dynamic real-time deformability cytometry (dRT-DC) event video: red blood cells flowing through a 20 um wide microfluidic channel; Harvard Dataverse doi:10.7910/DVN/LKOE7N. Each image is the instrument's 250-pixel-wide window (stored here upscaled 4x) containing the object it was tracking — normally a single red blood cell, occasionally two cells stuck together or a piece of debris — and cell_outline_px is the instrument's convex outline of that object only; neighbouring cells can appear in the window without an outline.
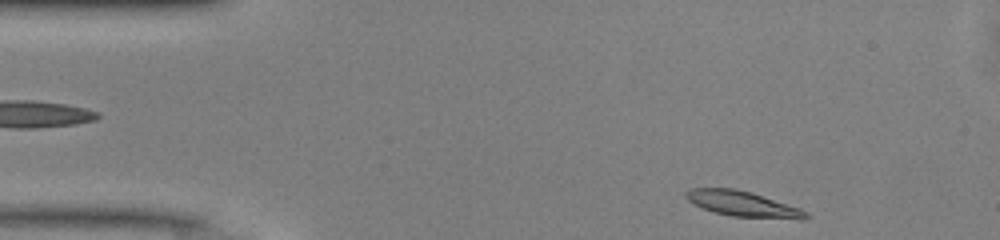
{"species": "common noctule bat (a hibernating species)", "species_latin": "Nyctalus noctula", "temperature_condition": "warm", "stored_images_in_passage": 44, "camera_frame_rate_fps": 3000, "um_per_image_px": 0.085, "animal": {"sex": "male", "body_mass_g": 13.0, "forearm_length_mm": 53.1}, "frame": {"image": 1, "passage_image": 1, "time_ms": 0.0, "image_size_px": [1000, 240], "cell_outline_px": [[812, 216], [804, 220], [800, 220], [732, 216], [716, 212], [704, 208], [688, 200], [684, 196], [684, 192], [692, 188], [736, 188], [800, 208], [808, 212]], "centroid_in_image_um": [63.2, 17.35], "position_along_channel_um": 21.8, "area_um2": 17.69}}
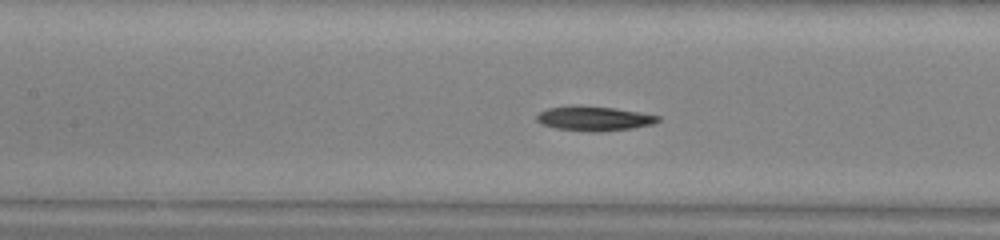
{"frame": {"image": 2, "passage_image": 16, "time_ms": 5.0, "image_size_px": [1000, 240], "cell_outline_px": [[660, 120], [652, 124], [632, 128], [596, 132], [592, 132], [556, 128], [544, 124], [536, 120], [536, 116], [540, 112], [548, 108], [572, 104], [612, 108], [640, 112], [660, 116]], "centroid_in_image_um": [50.48, 10.06], "position_along_channel_um": 156.9, "area_um2": 17.28}}
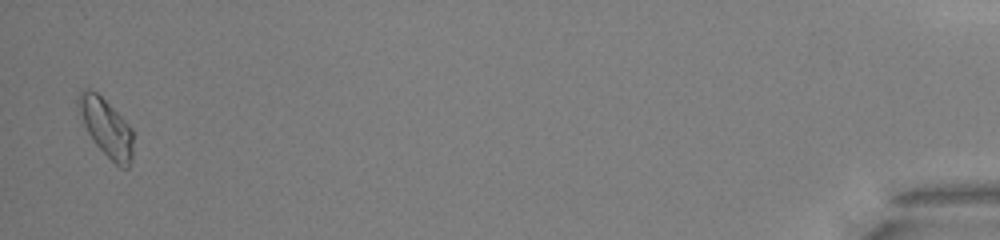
{"frame": {"image": 3, "passage_image": 43, "time_ms": 14.0, "image_size_px": [1000, 240], "cell_outline_px": [[132, 156], [128, 168], [120, 168], [96, 144], [88, 132], [84, 124], [76, 104], [76, 96], [84, 88], [88, 88], [96, 92], [132, 128]], "centroid_in_image_um": [9.0, 10.82], "position_along_channel_um": 426.2, "area_um2": 18.03}, "authors_computed_cell_mechanics": {"area_um2": 17.0221, "velocity_mm_per_s": 4.1008, "shape_relaxation_time_tau1_ms": 4.3499, "shape_relaxation_time_tau2_ms": null, "deformation_change_tau1": 0.1182, "deformation_change_tau2": null}}